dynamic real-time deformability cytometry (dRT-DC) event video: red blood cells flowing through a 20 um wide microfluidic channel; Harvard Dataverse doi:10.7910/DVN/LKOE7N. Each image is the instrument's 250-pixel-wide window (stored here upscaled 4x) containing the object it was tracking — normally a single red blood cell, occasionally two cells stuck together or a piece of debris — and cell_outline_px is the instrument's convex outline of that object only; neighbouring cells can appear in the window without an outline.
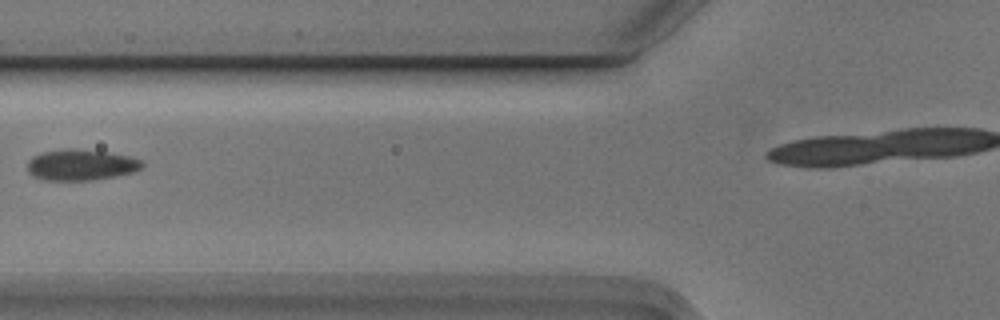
{"species": "Egyptian fruit bat (a non-hibernating species)", "species_latin": "Rousettus aegyptiacus", "temperature_condition": "cold", "stored_images_in_passage": 4, "segment_of_instrument_passage": [1, 2], "camera_frame_rate_fps": 3000, "um_per_image_px": 0.085, "animal": {"sex": "male"}, "frame": {"image": 1, "passage_image": 2, "time_ms": 0.333, "image_size_px": [1000, 320], "cell_outline_px": [[144, 164], [140, 168], [132, 172], [92, 180], [44, 180], [32, 176], [28, 172], [28, 160], [32, 156], [44, 152], [64, 148], [76, 148], [108, 152], [128, 156], [140, 160]], "centroid_in_image_um": [6.82, 14.0], "position_along_channel_um": 119.0, "area_um2": 20.63}}
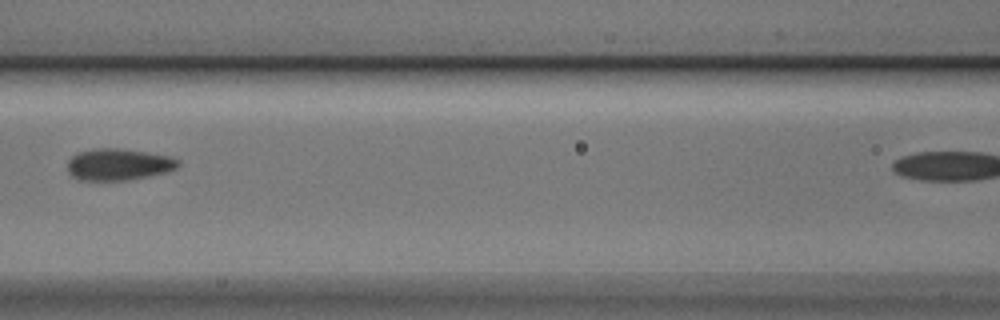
{"frame": {"image": 2, "passage_image": 3, "time_ms": 0.667, "image_size_px": [1000, 320], "cell_outline_px": [[180, 164], [176, 168], [168, 172], [128, 180], [80, 180], [72, 176], [68, 172], [68, 160], [76, 152], [100, 148], [116, 148], [144, 152], [168, 156], [180, 160]], "centroid_in_image_um": [10.06, 13.98], "position_along_channel_um": 156.5, "area_um2": 20.35}}